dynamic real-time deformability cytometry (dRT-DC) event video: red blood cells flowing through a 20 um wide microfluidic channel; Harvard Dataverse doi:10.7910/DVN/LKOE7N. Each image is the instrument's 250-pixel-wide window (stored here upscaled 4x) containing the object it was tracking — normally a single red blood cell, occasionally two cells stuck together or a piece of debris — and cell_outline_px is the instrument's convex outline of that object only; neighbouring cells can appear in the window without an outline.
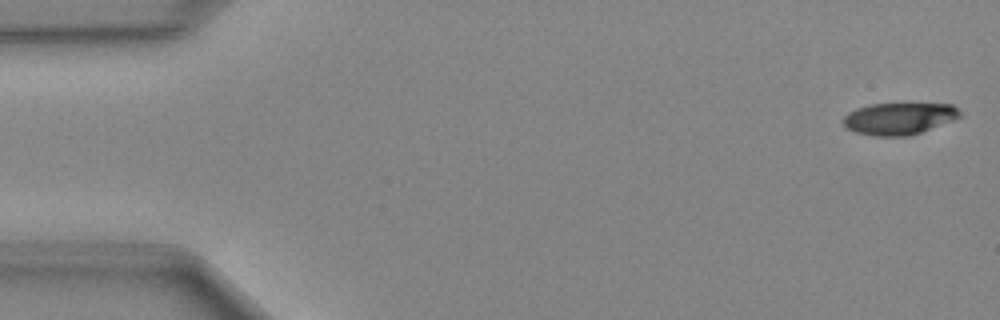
{"species": "Egyptian fruit bat (a non-hibernating species)", "species_latin": "Rousettus aegyptiacus", "temperature_condition": "cold", "stored_images_in_passage": 48, "camera_frame_rate_fps": 3000, "um_per_image_px": 0.085, "animal": {"sex": "female"}, "frame": {"image": 1, "passage_image": 1, "time_ms": 0.0, "image_size_px": [1000, 320], "cell_outline_px": [[960, 116], [952, 120], [920, 132], [908, 136], [876, 136], [856, 132], [844, 128], [840, 120], [848, 112], [856, 108], [868, 104], [952, 104], [960, 112]], "centroid_in_image_um": [76.32, 10.08], "position_along_channel_um": 8.7, "area_um2": 21.62}}
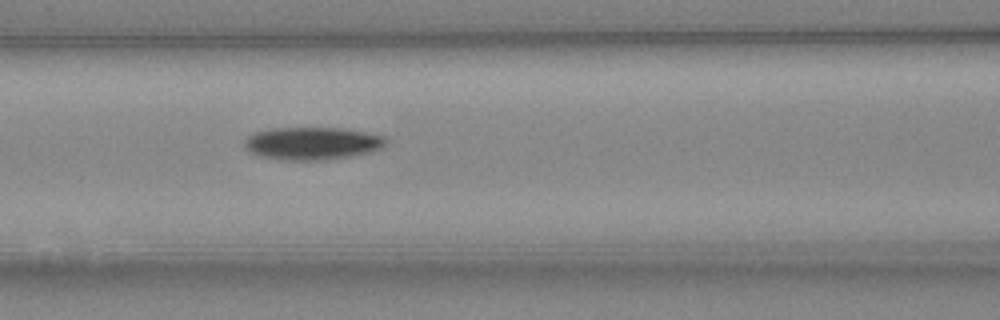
{"frame": {"image": 2, "passage_image": 20, "time_ms": 6.333, "image_size_px": [1000, 320], "cell_outline_px": [[388, 140], [384, 148], [352, 156], [328, 160], [280, 160], [260, 156], [244, 148], [244, 140], [248, 136], [256, 132], [272, 128], [336, 128], [364, 132], [384, 136]], "centroid_in_image_um": [26.54, 12.2], "position_along_channel_um": 140.1, "area_um2": 26.99}}
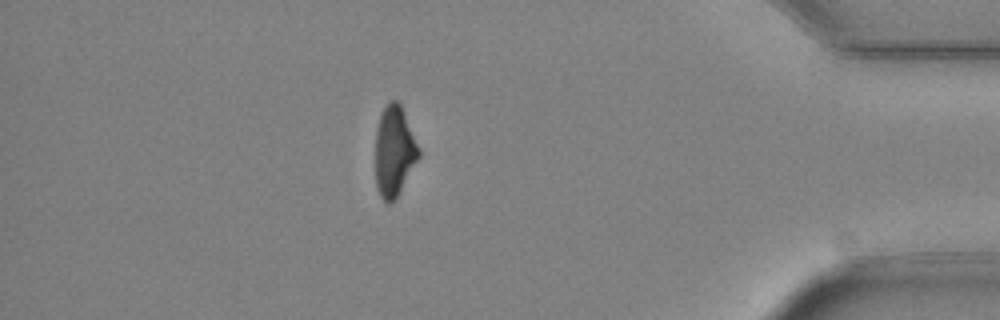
{"frame": {"image": 3, "passage_image": 42, "time_ms": 13.667, "image_size_px": [1000, 320], "cell_outline_px": [[420, 156], [396, 196], [388, 204], [380, 196], [376, 188], [376, 132], [380, 116], [388, 100], [396, 100], [400, 104], [420, 148]], "centroid_in_image_um": [33.51, 12.83], "position_along_channel_um": 401.7, "area_um2": 22.43}}